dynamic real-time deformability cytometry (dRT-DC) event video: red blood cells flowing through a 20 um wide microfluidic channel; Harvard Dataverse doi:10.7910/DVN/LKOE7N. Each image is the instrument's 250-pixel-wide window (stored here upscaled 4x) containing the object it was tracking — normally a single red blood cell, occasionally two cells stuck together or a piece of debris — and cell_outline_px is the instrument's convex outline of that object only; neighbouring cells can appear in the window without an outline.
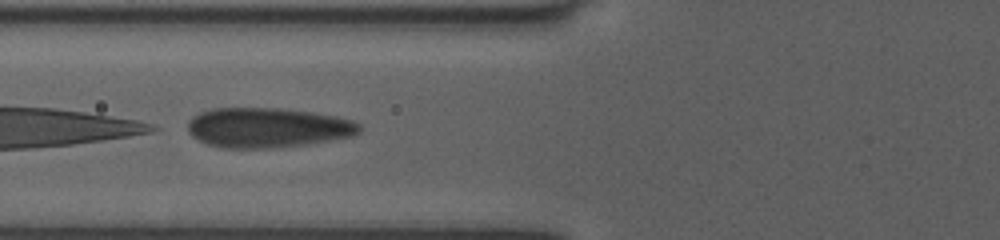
{"species": "human", "species_latin": "Homo sapiens", "temperature_condition": "room temperature", "stored_images_in_passage": 40, "camera_frame_rate_fps": 3000, "um_per_image_px": 0.085, "donor": {"sex": "female"}, "frame": {"image": 1, "passage_image": 9, "time_ms": 2.667, "image_size_px": [1000, 240], "cell_outline_px": [[360, 132], [352, 136], [312, 144], [272, 148], [224, 148], [208, 144], [192, 136], [188, 132], [188, 124], [192, 116], [216, 108], [276, 108], [308, 112], [332, 116], [352, 120], [360, 124]], "centroid_in_image_um": [22.75, 10.87], "position_along_channel_um": 103.0, "area_um2": 39.65}}
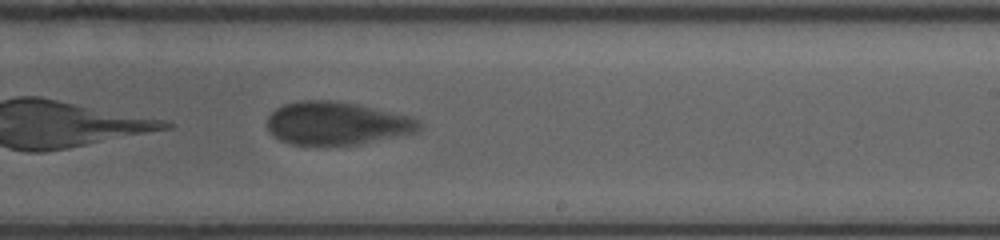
{"frame": {"image": 2, "passage_image": 21, "time_ms": 6.667, "image_size_px": [1000, 240], "cell_outline_px": [[420, 128], [412, 132], [356, 144], [292, 144], [280, 140], [268, 128], [268, 116], [276, 108], [284, 104], [300, 100], [328, 100], [356, 104], [404, 116], [416, 120], [420, 124]], "centroid_in_image_um": [28.51, 10.47], "position_along_channel_um": 260.5, "area_um2": 36.7}}
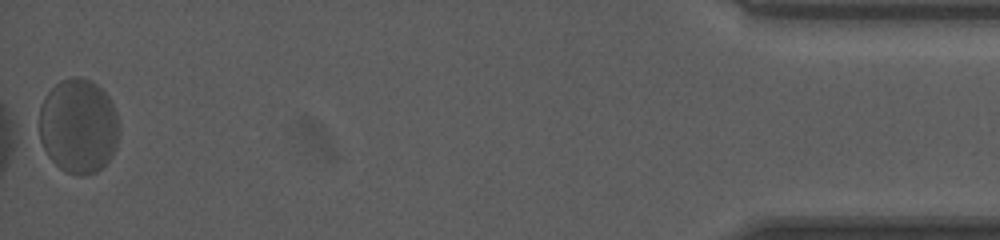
{"frame": {"image": 3, "passage_image": 40, "time_ms": 13.0, "image_size_px": [1000, 240], "cell_outline_px": [[120, 128], [116, 148], [112, 156], [96, 172], [80, 176], [64, 172], [48, 156], [40, 140], [40, 108], [44, 96], [60, 80], [76, 76], [88, 80], [96, 84], [108, 96], [112, 104], [120, 124]], "centroid_in_image_um": [6.67, 10.73], "position_along_channel_um": 428.5, "area_um2": 44.16}, "authors_computed_cell_mechanics": {"area_um2": 40.1132, "velocity_mm_per_s": 3.9288, "shape_relaxation_time_tau1_ms": 0.2394, "shape_relaxation_time_tau2_ms": null, "deformation_change_tau1": 0.2842, "deformation_change_tau2": null}}